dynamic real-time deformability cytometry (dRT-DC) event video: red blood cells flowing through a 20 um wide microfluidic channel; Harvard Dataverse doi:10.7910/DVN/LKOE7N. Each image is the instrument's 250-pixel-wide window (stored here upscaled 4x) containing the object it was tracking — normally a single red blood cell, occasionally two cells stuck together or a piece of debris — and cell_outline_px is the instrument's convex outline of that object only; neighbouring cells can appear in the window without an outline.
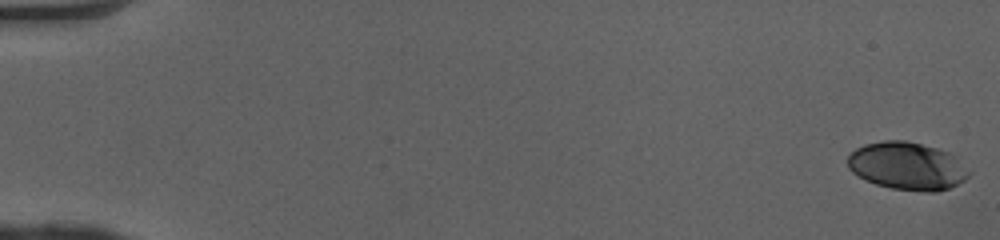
{"species": "human", "species_latin": "Homo sapiens", "temperature_condition": "cold", "stored_images_in_passage": 52, "camera_frame_rate_fps": 3000, "um_per_image_px": 0.085, "donor": {"sex": "female"}, "frame": {"image": 1, "passage_image": 1, "time_ms": 0.0, "image_size_px": [1000, 240], "cell_outline_px": [[972, 172], [964, 180], [948, 188], [936, 192], [924, 192], [892, 188], [876, 184], [864, 180], [852, 172], [848, 168], [848, 156], [856, 148], [864, 144], [884, 140], [904, 140], [936, 148], [948, 152], [956, 156]], "centroid_in_image_um": [77.11, 14.11], "position_along_channel_um": 7.9, "area_um2": 33.81}}
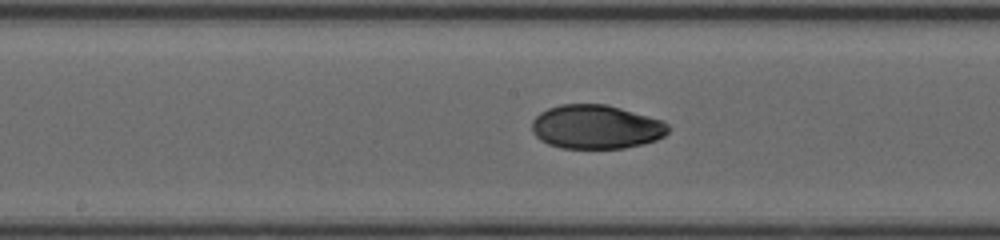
{"frame": {"image": 2, "passage_image": 28, "time_ms": 9.0, "image_size_px": [1000, 240], "cell_outline_px": [[672, 128], [664, 136], [656, 140], [644, 144], [624, 148], [560, 148], [548, 144], [540, 140], [532, 132], [532, 120], [540, 112], [548, 108], [560, 104], [604, 104], [620, 108], [660, 120], [668, 124]], "centroid_in_image_um": [50.65, 10.79], "position_along_channel_um": 197.5, "area_um2": 34.97}}
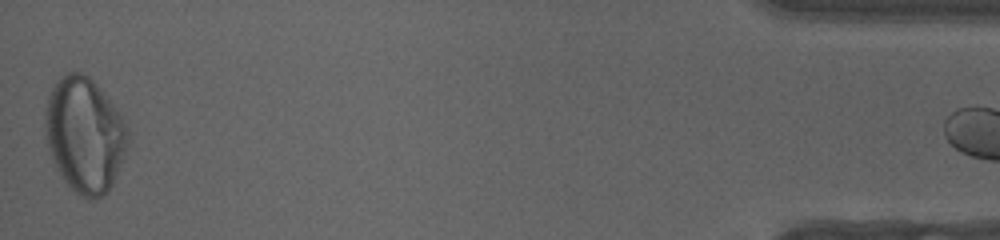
{"frame": {"image": 3, "passage_image": 51, "time_ms": 16.667, "image_size_px": [1000, 240], "cell_outline_px": [[128, 148], [112, 184], [108, 192], [92, 200], [84, 200], [64, 180], [56, 168], [52, 160], [48, 144], [44, 124], [44, 112], [48, 96], [56, 80], [60, 76], [68, 72], [80, 72], [88, 76], [96, 84], [112, 104], [128, 128]], "centroid_in_image_um": [7.18, 11.47], "position_along_channel_um": 428.0, "area_um2": 55.31}}